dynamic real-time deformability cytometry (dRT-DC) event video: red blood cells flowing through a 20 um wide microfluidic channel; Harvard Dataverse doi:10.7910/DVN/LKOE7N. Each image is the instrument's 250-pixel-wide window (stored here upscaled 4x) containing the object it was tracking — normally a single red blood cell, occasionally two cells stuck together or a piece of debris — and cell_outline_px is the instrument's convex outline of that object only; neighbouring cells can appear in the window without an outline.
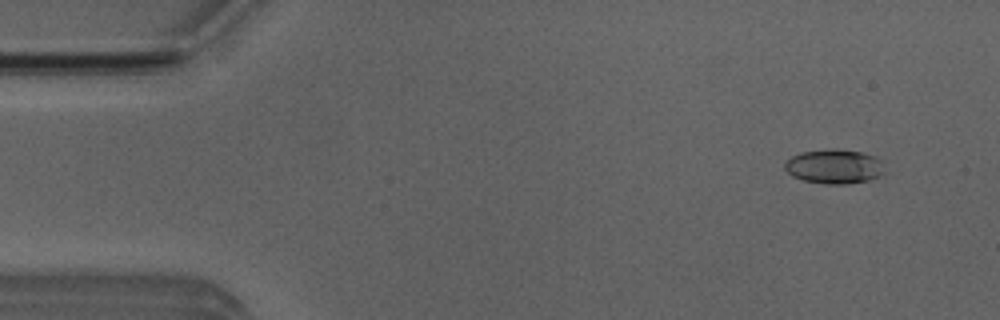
{"species": "Egyptian fruit bat (a non-hibernating species)", "species_latin": "Rousettus aegyptiacus", "temperature_condition": "room temperature", "stored_images_in_passage": 52, "camera_frame_rate_fps": 3000, "um_per_image_px": 0.085, "animal": {"sex": "male"}, "frame": {"image": 1, "passage_image": 4, "time_ms": 1.0, "image_size_px": [1000, 320], "cell_outline_px": [[884, 172], [868, 180], [848, 184], [824, 184], [800, 180], [792, 176], [784, 168], [784, 164], [792, 156], [800, 152], [836, 148], [860, 152], [876, 156], [880, 160]], "centroid_in_image_um": [70.87, 14.15], "position_along_channel_um": 14.1, "area_um2": 20.0}}
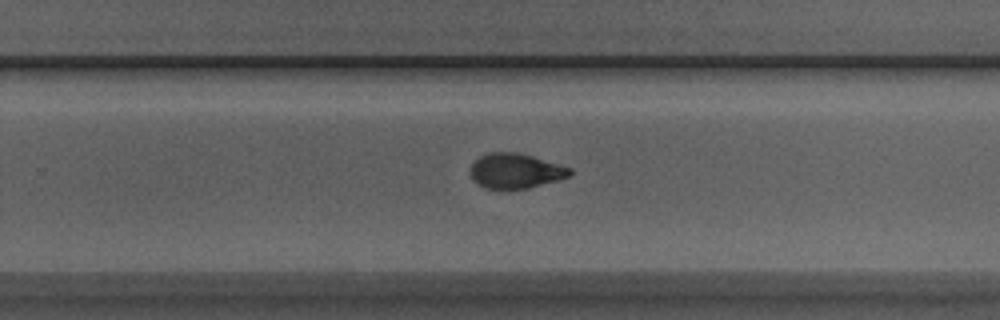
{"frame": {"image": 2, "passage_image": 33, "time_ms": 10.667, "image_size_px": [1000, 320], "cell_outline_px": [[572, 172], [568, 176], [556, 180], [528, 188], [484, 188], [472, 180], [472, 164], [480, 156], [488, 152], [516, 152], [532, 156], [572, 168]], "centroid_in_image_um": [43.81, 14.51], "position_along_channel_um": 286.0, "area_um2": 19.88}}
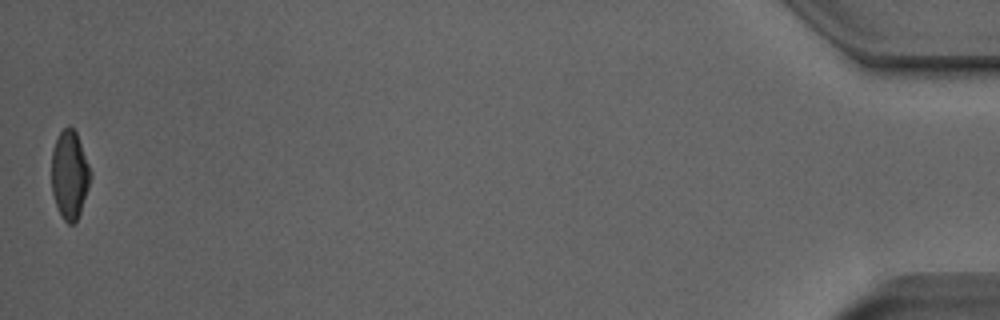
{"frame": {"image": 3, "passage_image": 52, "time_ms": 17.0, "image_size_px": [1000, 320], "cell_outline_px": [[92, 176], [80, 212], [76, 220], [72, 224], [68, 224], [64, 220], [56, 204], [52, 192], [52, 152], [56, 140], [60, 132], [68, 124], [76, 132], [92, 172]], "centroid_in_image_um": [5.93, 14.83], "position_along_channel_um": 429.3, "area_um2": 19.83}, "authors_computed_cell_mechanics": {"area_um2": 20.6057, "velocity_mm_per_s": 3.8864, "shape_relaxation_time_tau1_ms": 4.5642, "shape_relaxation_time_tau2_ms": 1.0625, "deformation_change_tau1": 0.1692, "deformation_change_tau2": 0.059}}